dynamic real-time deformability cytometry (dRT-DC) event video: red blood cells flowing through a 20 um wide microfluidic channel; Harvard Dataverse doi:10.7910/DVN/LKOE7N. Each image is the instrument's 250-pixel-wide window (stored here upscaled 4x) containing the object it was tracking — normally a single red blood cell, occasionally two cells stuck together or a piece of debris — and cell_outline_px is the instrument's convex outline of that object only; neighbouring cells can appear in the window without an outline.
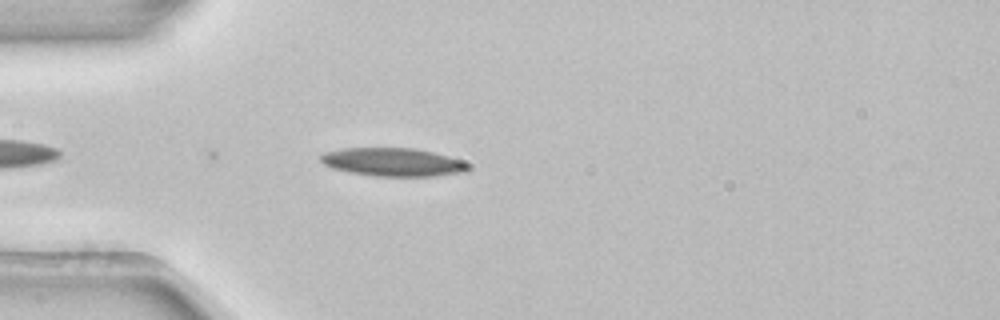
{"species": "common noctule bat (a hibernating species)", "species_latin": "Nyctalus noctula", "temperature_condition": "room temperature", "stored_images_in_passage": 4, "camera_frame_rate_fps": 3000, "um_per_image_px": 0.085, "animal": {"sex": "female", "body_mass_g": 22.7, "forearm_length_mm": 54.2}, "frame": {"image": 1, "passage_image": 4, "time_ms": 1.0, "image_size_px": [1000, 320], "cell_outline_px": [[472, 168], [464, 172], [436, 176], [376, 176], [352, 172], [332, 168], [324, 164], [320, 160], [320, 156], [324, 152], [344, 148], [416, 148], [448, 156], [472, 164]], "centroid_in_image_um": [33.44, 13.78], "position_along_channel_um": 51.6, "area_um2": 24.33}}